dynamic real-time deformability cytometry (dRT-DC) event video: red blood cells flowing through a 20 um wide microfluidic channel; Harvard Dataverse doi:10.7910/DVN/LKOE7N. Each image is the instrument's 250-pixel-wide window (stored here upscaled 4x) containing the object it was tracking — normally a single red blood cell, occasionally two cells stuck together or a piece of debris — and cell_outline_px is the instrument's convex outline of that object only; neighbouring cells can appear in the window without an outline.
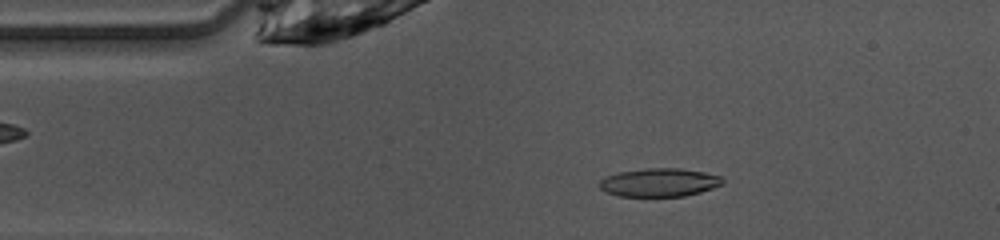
{"species": "common noctule bat (a hibernating species)", "species_latin": "Nyctalus noctula", "temperature_condition": "warm", "stored_images_in_passage": 43, "camera_frame_rate_fps": 3000, "um_per_image_px": 0.085, "animal": {"sex": "female", "body_mass_g": 10.0, "forearm_length_mm": 53.1}, "frame": {"image": 1, "passage_image": 4, "time_ms": 1.0, "image_size_px": [1000, 240], "cell_outline_px": [[724, 184], [700, 192], [684, 196], [616, 196], [600, 188], [596, 184], [604, 176], [620, 172], [644, 168], [680, 168], [704, 172], [720, 176], [724, 180]], "centroid_in_image_um": [56.02, 15.5], "position_along_channel_um": 29.0, "area_um2": 20.46}}
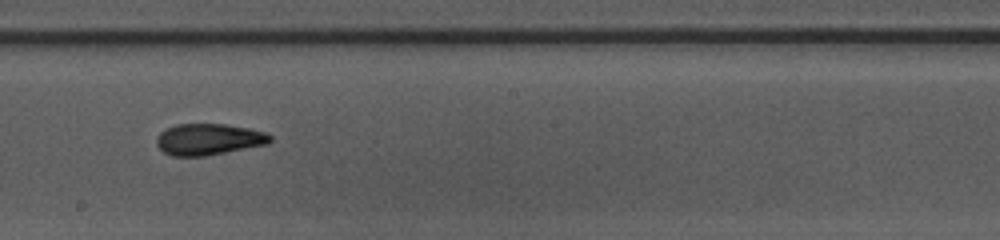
{"frame": {"image": 2, "passage_image": 21, "time_ms": 6.667, "image_size_px": [1000, 240], "cell_outline_px": [[272, 140], [268, 144], [204, 156], [172, 156], [164, 152], [156, 144], [156, 136], [164, 128], [176, 124], [224, 124], [248, 128], [264, 132], [272, 136]], "centroid_in_image_um": [17.7, 11.84], "position_along_channel_um": 230.5, "area_um2": 20.81}}
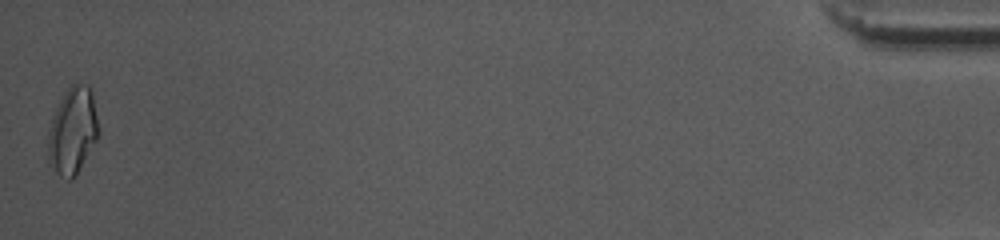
{"frame": {"image": 3, "passage_image": 43, "time_ms": 14.0, "image_size_px": [1000, 240], "cell_outline_px": [[100, 132], [96, 140], [76, 176], [72, 180], [68, 180], [60, 176], [48, 164], [48, 128], [52, 116], [60, 100], [68, 88], [72, 84], [88, 84], [92, 88], [100, 128]], "centroid_in_image_um": [6.18, 11.12], "position_along_channel_um": 429.0, "area_um2": 26.01}, "authors_computed_cell_mechanics": {"area_um2": 20.7502, "velocity_mm_per_s": 4.1091, "shape_relaxation_time_tau1_ms": 10.4761, "shape_relaxation_time_tau2_ms": 2.5373, "deformation_change_tau1": 0.242, "deformation_change_tau2": 0.1068}}